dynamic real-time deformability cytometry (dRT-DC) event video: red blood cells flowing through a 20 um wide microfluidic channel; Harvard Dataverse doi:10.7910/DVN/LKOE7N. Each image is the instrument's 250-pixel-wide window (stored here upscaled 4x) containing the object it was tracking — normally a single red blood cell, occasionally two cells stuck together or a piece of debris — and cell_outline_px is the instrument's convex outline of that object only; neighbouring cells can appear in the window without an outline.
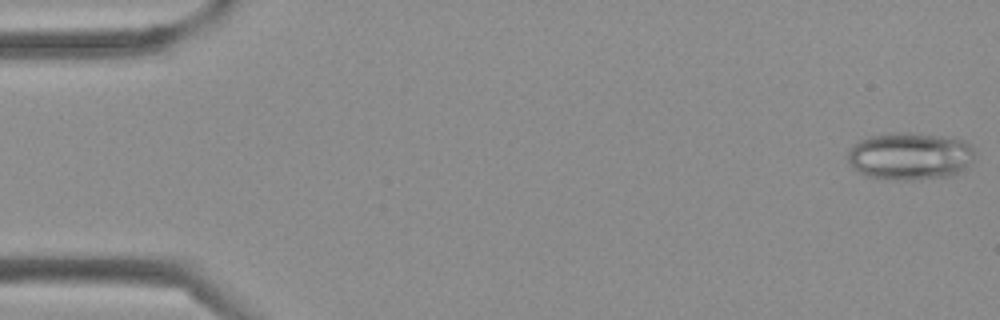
{"species": "Egyptian fruit bat (a non-hibernating species)", "species_latin": "Rousettus aegyptiacus", "temperature_condition": "cold", "stored_images_in_passage": 41, "camera_frame_rate_fps": 3000, "um_per_image_px": 0.085, "frame": {"image": 1, "passage_image": 1, "time_ms": 0.0, "image_size_px": [1000, 320], "cell_outline_px": [[976, 156], [960, 172], [952, 176], [912, 180], [896, 180], [864, 176], [856, 172], [848, 160], [848, 148], [852, 144], [868, 136], [888, 132], [920, 132], [952, 136], [964, 140], [972, 144]], "centroid_in_image_um": [77.36, 13.24], "position_along_channel_um": 7.6, "area_um2": 36.3}}
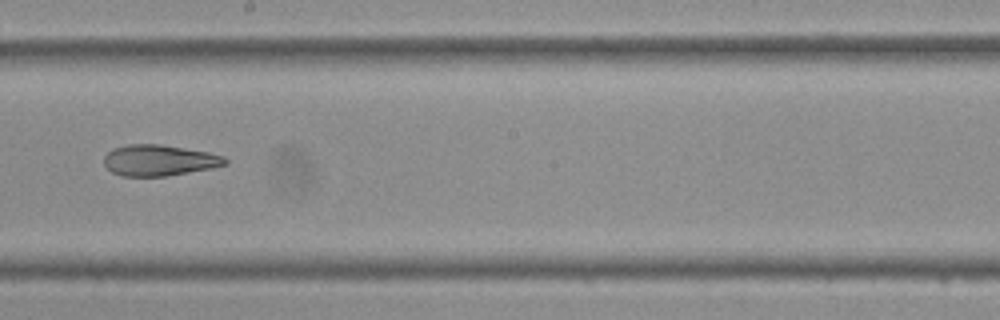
{"frame": {"image": 2, "passage_image": 23, "time_ms": 7.333, "image_size_px": [1000, 320], "cell_outline_px": [[228, 164], [212, 168], [168, 176], [120, 176], [112, 172], [104, 164], [104, 156], [112, 148], [128, 144], [160, 144], [208, 152], [224, 156], [228, 160]], "centroid_in_image_um": [13.53, 13.63], "position_along_channel_um": 234.7, "area_um2": 22.02}}
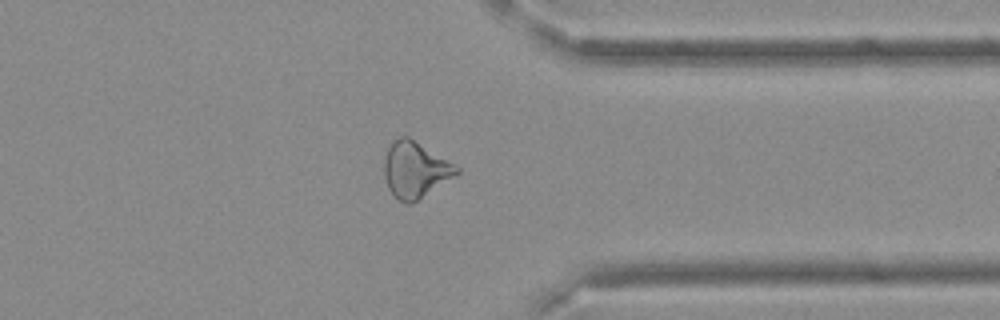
{"frame": {"image": 3, "passage_image": 32, "time_ms": 10.333, "image_size_px": [1000, 320], "cell_outline_px": [[460, 172], [456, 176], [412, 204], [404, 204], [388, 188], [384, 176], [384, 160], [388, 148], [392, 140], [400, 136], [408, 136], [456, 164], [460, 168]], "centroid_in_image_um": [35.31, 14.42], "position_along_channel_um": 376.1, "area_um2": 23.87}}